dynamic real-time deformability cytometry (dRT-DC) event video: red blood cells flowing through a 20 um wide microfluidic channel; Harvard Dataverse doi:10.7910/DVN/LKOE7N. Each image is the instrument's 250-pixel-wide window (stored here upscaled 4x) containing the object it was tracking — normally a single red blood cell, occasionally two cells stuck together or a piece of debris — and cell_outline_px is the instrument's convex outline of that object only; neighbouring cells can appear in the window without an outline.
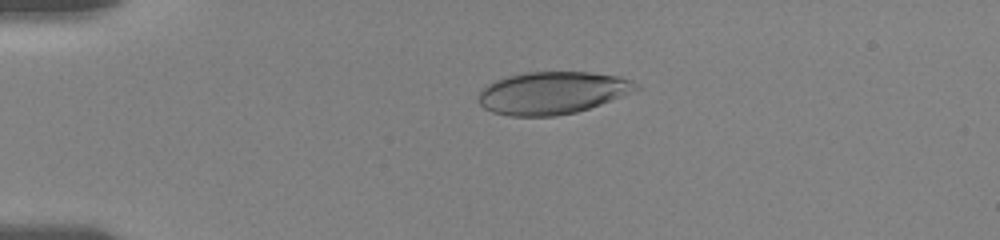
{"species": "human", "species_latin": "Homo sapiens", "temperature_condition": "room temperature", "stored_images_in_passage": 14, "camera_frame_rate_fps": 3000, "um_per_image_px": 0.085, "donor": {"sex": "female"}, "frame": {"image": 1, "passage_image": 3, "time_ms": 0.333, "image_size_px": [1000, 240], "cell_outline_px": [[640, 88], [636, 92], [576, 112], [556, 116], [508, 116], [492, 112], [484, 108], [480, 104], [480, 92], [488, 84], [496, 80], [508, 76], [524, 72], [588, 72], [620, 76], [632, 80]], "centroid_in_image_um": [46.99, 7.89], "position_along_channel_um": 38.0, "area_um2": 38.96}}